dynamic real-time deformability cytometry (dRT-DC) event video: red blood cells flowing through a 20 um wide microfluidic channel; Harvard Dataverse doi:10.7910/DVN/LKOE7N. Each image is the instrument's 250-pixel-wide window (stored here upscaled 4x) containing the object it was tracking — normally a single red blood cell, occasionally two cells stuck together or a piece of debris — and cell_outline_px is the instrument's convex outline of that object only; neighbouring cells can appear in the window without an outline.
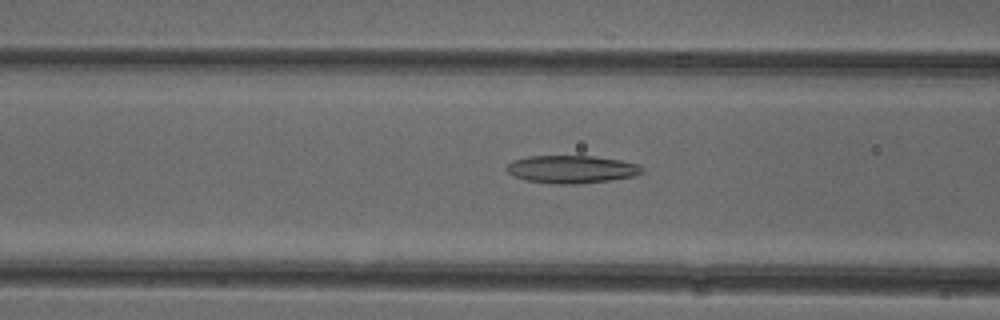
{"species": "common noctule bat (a hibernating species)", "species_latin": "Nyctalus noctula", "temperature_condition": "cold", "stored_images_in_passage": 50, "camera_frame_rate_fps": 3000, "um_per_image_px": 0.085, "animal": {"sex": "female"}, "frame": {"image": 1, "passage_image": 19, "time_ms": 6.0, "image_size_px": [1000, 320], "cell_outline_px": [[644, 172], [632, 176], [608, 180], [572, 184], [556, 184], [524, 180], [508, 172], [504, 168], [512, 160], [528, 156], [592, 156], [620, 160], [640, 164], [644, 168]], "centroid_in_image_um": [48.57, 14.38], "position_along_channel_um": 118.0, "area_um2": 21.85}}
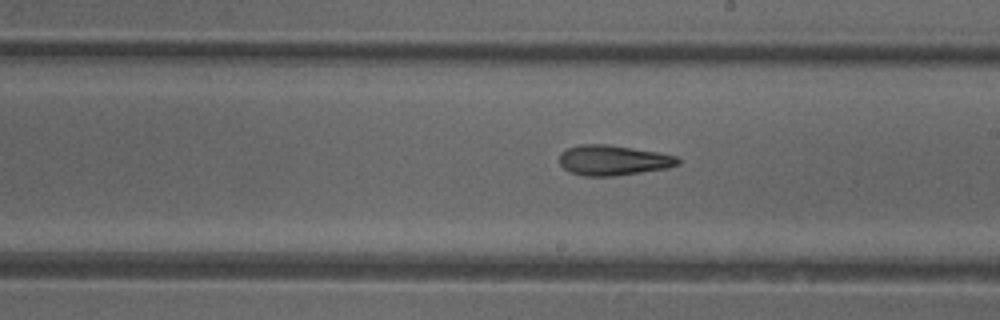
{"frame": {"image": 2, "passage_image": 28, "time_ms": 9.0, "image_size_px": [1000, 320], "cell_outline_px": [[680, 164], [668, 168], [616, 176], [584, 176], [572, 172], [564, 168], [560, 164], [560, 152], [568, 148], [580, 144], [604, 144], [632, 148], [656, 152], [676, 156], [680, 160]], "centroid_in_image_um": [52.12, 13.62], "position_along_channel_um": 236.9, "area_um2": 20.75}}
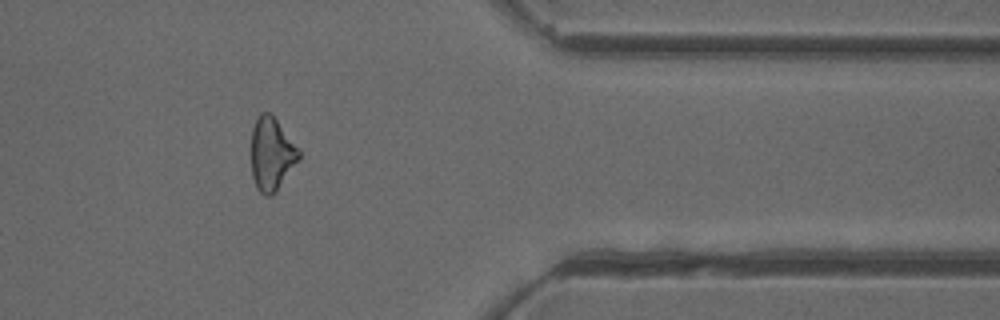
{"frame": {"image": 3, "passage_image": 41, "time_ms": 13.333, "image_size_px": [1000, 320], "cell_outline_px": [[300, 160], [276, 192], [272, 196], [264, 196], [256, 188], [252, 176], [252, 128], [260, 112], [272, 112], [300, 152]], "centroid_in_image_um": [23.09, 13.11], "position_along_channel_um": 388.3, "area_um2": 20.46}, "authors_computed_cell_mechanics": {"area_um2": 21.4149, "velocity_mm_per_s": 3.9557, "shape_relaxation_time_tau1_ms": null, "shape_relaxation_time_tau2_ms": 3.995, "deformation_change_tau1": null, "deformation_change_tau2": 0.1422}}